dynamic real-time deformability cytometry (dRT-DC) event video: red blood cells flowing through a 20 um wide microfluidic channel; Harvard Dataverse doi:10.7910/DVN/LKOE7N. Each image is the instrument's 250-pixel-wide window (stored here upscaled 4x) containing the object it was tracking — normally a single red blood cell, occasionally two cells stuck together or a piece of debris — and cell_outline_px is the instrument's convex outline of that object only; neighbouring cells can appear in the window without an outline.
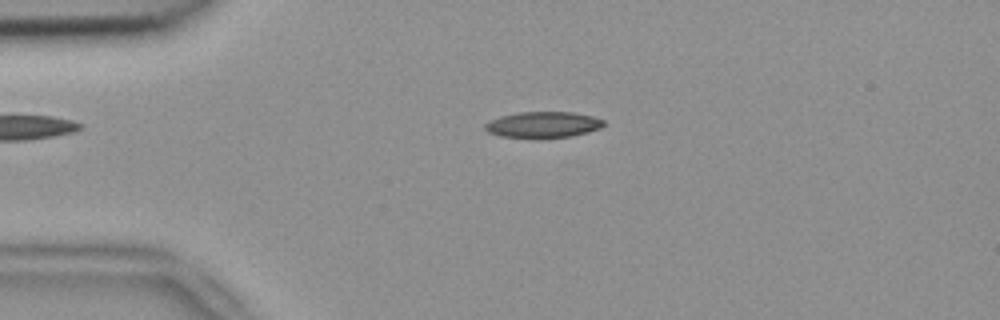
{"species": "common noctule bat (a hibernating species)", "species_latin": "Nyctalus noctula", "temperature_condition": "room temperature", "stored_images_in_passage": 42, "camera_frame_rate_fps": 3000, "um_per_image_px": 0.085, "animal": {"sex": "female", "body_mass_g": 18.4}, "frame": {"image": 1, "passage_image": 1, "time_ms": 0.0, "image_size_px": [1000, 320], "cell_outline_px": [[604, 124], [600, 128], [588, 132], [572, 136], [540, 140], [500, 136], [488, 132], [484, 128], [484, 124], [500, 116], [520, 112], [572, 112], [592, 116], [604, 120]], "centroid_in_image_um": [46.15, 10.63], "position_along_channel_um": 38.9, "area_um2": 18.44}}
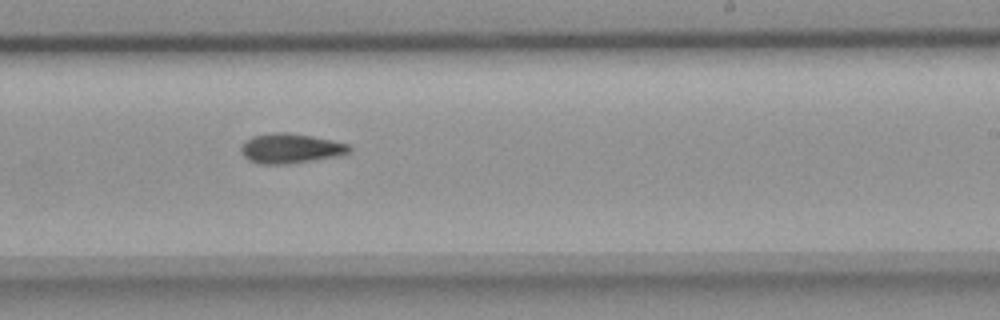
{"frame": {"image": 2, "passage_image": 21, "time_ms": 6.667, "image_size_px": [1000, 320], "cell_outline_px": [[352, 152], [340, 156], [288, 164], [260, 164], [248, 160], [240, 152], [240, 148], [252, 136], [272, 132], [288, 132], [312, 136], [332, 140], [348, 144], [352, 148]], "centroid_in_image_um": [24.73, 12.62], "position_along_channel_um": 264.3, "area_um2": 18.96}}
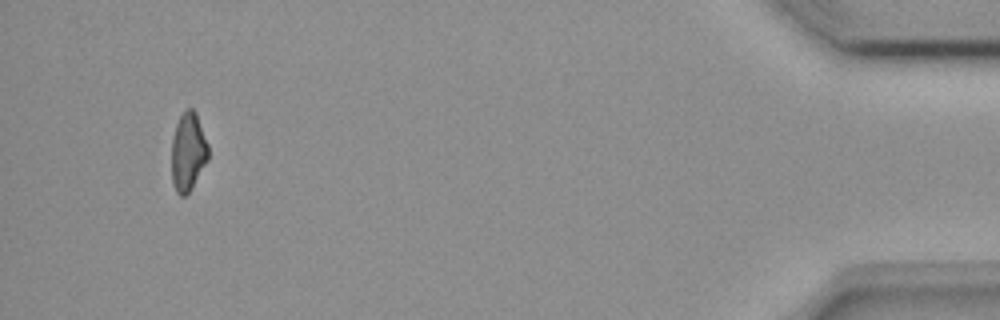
{"frame": {"image": 3, "passage_image": 39, "time_ms": 12.667, "image_size_px": [1000, 320], "cell_outline_px": [[208, 160], [192, 188], [184, 196], [180, 196], [176, 192], [172, 180], [172, 140], [176, 124], [180, 116], [188, 108], [192, 108], [196, 112], [208, 144]], "centroid_in_image_um": [15.99, 12.91], "position_along_channel_um": 419.2, "area_um2": 16.7}, "authors_computed_cell_mechanics": {"area_um2": 17.918, "velocity_mm_per_s": 3.826, "shape_relaxation_time_tau1_ms": 11.2092, "shape_relaxation_time_tau2_ms": 6.4034, "deformation_change_tau1": 0.2179, "deformation_change_tau2": 0.1429}}